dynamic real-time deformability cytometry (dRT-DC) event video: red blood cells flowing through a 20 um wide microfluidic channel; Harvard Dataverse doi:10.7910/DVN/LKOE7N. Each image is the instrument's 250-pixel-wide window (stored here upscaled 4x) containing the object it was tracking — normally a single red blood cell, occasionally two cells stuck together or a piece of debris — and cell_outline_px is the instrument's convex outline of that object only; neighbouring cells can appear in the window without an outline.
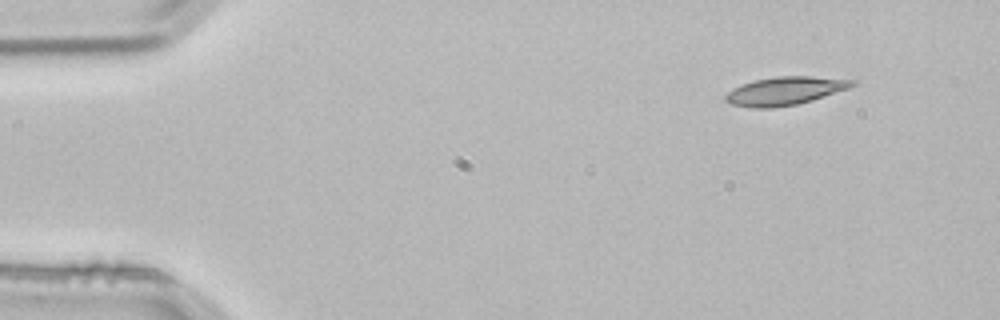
{"species": "common noctule bat (a hibernating species)", "species_latin": "Nyctalus noctula", "temperature_condition": "room temperature", "stored_images_in_passage": 3, "camera_frame_rate_fps": 3000, "um_per_image_px": 0.085, "animal": {"sex": "male", "body_mass_g": 21.5, "forearm_length_mm": 52.0}, "frame": {"image": 1, "passage_image": 1, "time_ms": 0.0, "image_size_px": [1000, 320], "cell_outline_px": [[856, 84], [848, 88], [812, 100], [796, 104], [772, 108], [752, 108], [732, 104], [724, 100], [724, 96], [728, 92], [744, 84], [756, 80], [776, 76], [808, 76], [856, 80]], "centroid_in_image_um": [66.72, 7.73], "position_along_channel_um": 18.3, "area_um2": 20.52}}
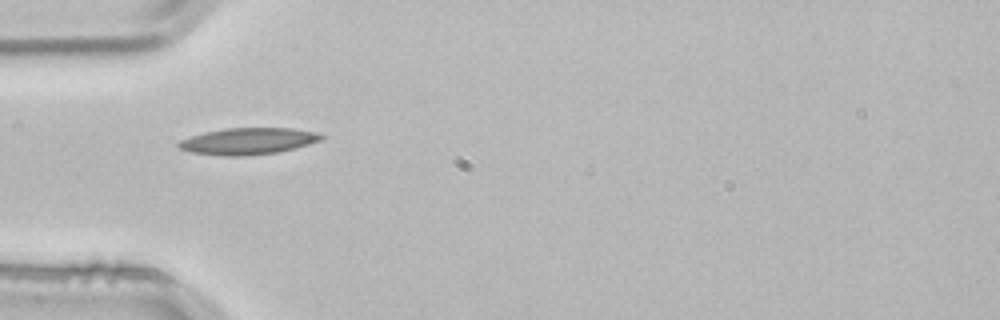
{"frame": {"image": 2, "passage_image": 3, "time_ms": 0.667, "image_size_px": [1000, 320], "cell_outline_px": [[324, 136], [320, 140], [296, 148], [276, 152], [244, 156], [224, 156], [192, 152], [180, 148], [176, 144], [180, 140], [204, 132], [224, 128], [292, 128], [316, 132]], "centroid_in_image_um": [21.08, 11.99], "position_along_channel_um": 63.9, "area_um2": 21.96}}